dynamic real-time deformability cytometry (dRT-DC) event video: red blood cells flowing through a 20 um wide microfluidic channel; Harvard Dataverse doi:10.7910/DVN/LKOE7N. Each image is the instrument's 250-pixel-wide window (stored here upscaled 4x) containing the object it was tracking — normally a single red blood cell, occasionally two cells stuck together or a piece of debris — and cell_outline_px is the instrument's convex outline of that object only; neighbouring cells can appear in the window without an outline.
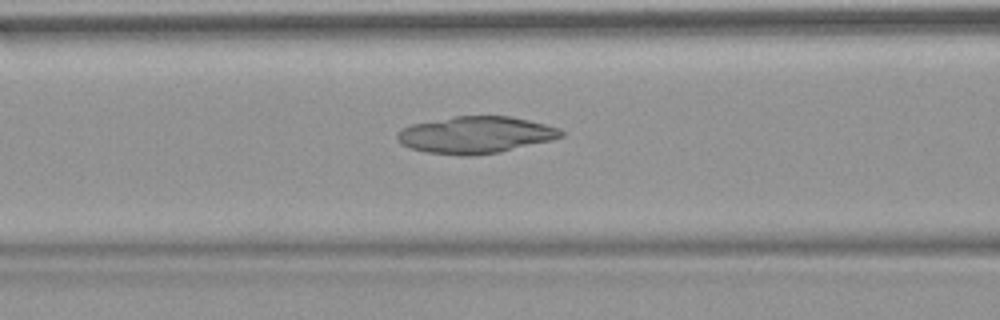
{"species": "common noctule bat (a hibernating species)", "species_latin": "Nyctalus noctula", "temperature_condition": "warm", "stored_images_in_passage": 37, "camera_frame_rate_fps": 3000, "um_per_image_px": 0.085, "animal": {"sex": "female", "body_mass_g": 18.4}, "frame": {"image": 1, "passage_image": 6, "time_ms": 1.667, "image_size_px": [1000, 320], "cell_outline_px": [[564, 136], [552, 140], [500, 152], [472, 156], [468, 156], [424, 152], [412, 148], [404, 144], [396, 136], [400, 128], [412, 124], [456, 116], [512, 116], [560, 128], [564, 132]], "centroid_in_image_um": [40.46, 11.46], "position_along_channel_um": 126.1, "area_um2": 35.08}}